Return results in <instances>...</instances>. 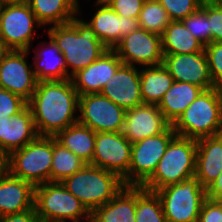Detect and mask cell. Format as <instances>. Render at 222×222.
Masks as SVG:
<instances>
[{
	"label": "cell",
	"instance_id": "d590c367",
	"mask_svg": "<svg viewBox=\"0 0 222 222\" xmlns=\"http://www.w3.org/2000/svg\"><path fill=\"white\" fill-rule=\"evenodd\" d=\"M27 106L20 96L0 88V119H11Z\"/></svg>",
	"mask_w": 222,
	"mask_h": 222
},
{
	"label": "cell",
	"instance_id": "ee69618b",
	"mask_svg": "<svg viewBox=\"0 0 222 222\" xmlns=\"http://www.w3.org/2000/svg\"><path fill=\"white\" fill-rule=\"evenodd\" d=\"M29 0H0V6L5 4H26Z\"/></svg>",
	"mask_w": 222,
	"mask_h": 222
},
{
	"label": "cell",
	"instance_id": "f1b7e54d",
	"mask_svg": "<svg viewBox=\"0 0 222 222\" xmlns=\"http://www.w3.org/2000/svg\"><path fill=\"white\" fill-rule=\"evenodd\" d=\"M163 54L202 52L204 45L194 37L182 21H171L161 35Z\"/></svg>",
	"mask_w": 222,
	"mask_h": 222
},
{
	"label": "cell",
	"instance_id": "bcb514c9",
	"mask_svg": "<svg viewBox=\"0 0 222 222\" xmlns=\"http://www.w3.org/2000/svg\"><path fill=\"white\" fill-rule=\"evenodd\" d=\"M80 1H82V0H73V2L78 6V7H80V5H81V2ZM85 1V0H84ZM89 1V3L90 2H92V1H94V0H87V2ZM97 1H104V0H95V2H97Z\"/></svg>",
	"mask_w": 222,
	"mask_h": 222
},
{
	"label": "cell",
	"instance_id": "d6986e66",
	"mask_svg": "<svg viewBox=\"0 0 222 222\" xmlns=\"http://www.w3.org/2000/svg\"><path fill=\"white\" fill-rule=\"evenodd\" d=\"M100 94L125 110L144 104L140 90V67L122 64Z\"/></svg>",
	"mask_w": 222,
	"mask_h": 222
},
{
	"label": "cell",
	"instance_id": "5bb4252c",
	"mask_svg": "<svg viewBox=\"0 0 222 222\" xmlns=\"http://www.w3.org/2000/svg\"><path fill=\"white\" fill-rule=\"evenodd\" d=\"M30 50H11L0 61V88L28 102L37 86ZM31 61V62H28Z\"/></svg>",
	"mask_w": 222,
	"mask_h": 222
},
{
	"label": "cell",
	"instance_id": "836d02e7",
	"mask_svg": "<svg viewBox=\"0 0 222 222\" xmlns=\"http://www.w3.org/2000/svg\"><path fill=\"white\" fill-rule=\"evenodd\" d=\"M166 10L171 21H182L201 7V0H157Z\"/></svg>",
	"mask_w": 222,
	"mask_h": 222
},
{
	"label": "cell",
	"instance_id": "4dcf8cb0",
	"mask_svg": "<svg viewBox=\"0 0 222 222\" xmlns=\"http://www.w3.org/2000/svg\"><path fill=\"white\" fill-rule=\"evenodd\" d=\"M135 222H167L158 195L142 186H136Z\"/></svg>",
	"mask_w": 222,
	"mask_h": 222
},
{
	"label": "cell",
	"instance_id": "4fadbf2b",
	"mask_svg": "<svg viewBox=\"0 0 222 222\" xmlns=\"http://www.w3.org/2000/svg\"><path fill=\"white\" fill-rule=\"evenodd\" d=\"M113 50L123 64L148 67L163 63L161 36L141 27L124 36Z\"/></svg>",
	"mask_w": 222,
	"mask_h": 222
},
{
	"label": "cell",
	"instance_id": "52a82bcc",
	"mask_svg": "<svg viewBox=\"0 0 222 222\" xmlns=\"http://www.w3.org/2000/svg\"><path fill=\"white\" fill-rule=\"evenodd\" d=\"M52 158L53 136L38 135L8 156V172L35 187L50 182Z\"/></svg>",
	"mask_w": 222,
	"mask_h": 222
},
{
	"label": "cell",
	"instance_id": "f35d334b",
	"mask_svg": "<svg viewBox=\"0 0 222 222\" xmlns=\"http://www.w3.org/2000/svg\"><path fill=\"white\" fill-rule=\"evenodd\" d=\"M197 222H222V201L207 198L202 204Z\"/></svg>",
	"mask_w": 222,
	"mask_h": 222
},
{
	"label": "cell",
	"instance_id": "8d00e7d4",
	"mask_svg": "<svg viewBox=\"0 0 222 222\" xmlns=\"http://www.w3.org/2000/svg\"><path fill=\"white\" fill-rule=\"evenodd\" d=\"M119 16L138 18L144 1L142 0H104Z\"/></svg>",
	"mask_w": 222,
	"mask_h": 222
},
{
	"label": "cell",
	"instance_id": "7c38bea8",
	"mask_svg": "<svg viewBox=\"0 0 222 222\" xmlns=\"http://www.w3.org/2000/svg\"><path fill=\"white\" fill-rule=\"evenodd\" d=\"M126 110L100 93L79 96L78 122L94 132H121Z\"/></svg>",
	"mask_w": 222,
	"mask_h": 222
},
{
	"label": "cell",
	"instance_id": "4316f807",
	"mask_svg": "<svg viewBox=\"0 0 222 222\" xmlns=\"http://www.w3.org/2000/svg\"><path fill=\"white\" fill-rule=\"evenodd\" d=\"M173 83V77L163 65L140 67V90L144 104L158 105Z\"/></svg>",
	"mask_w": 222,
	"mask_h": 222
},
{
	"label": "cell",
	"instance_id": "9a60e30c",
	"mask_svg": "<svg viewBox=\"0 0 222 222\" xmlns=\"http://www.w3.org/2000/svg\"><path fill=\"white\" fill-rule=\"evenodd\" d=\"M92 6L89 19L84 14L82 19L108 49H114L124 36L140 27L138 18L119 16L105 1H93Z\"/></svg>",
	"mask_w": 222,
	"mask_h": 222
},
{
	"label": "cell",
	"instance_id": "7bdbcfd3",
	"mask_svg": "<svg viewBox=\"0 0 222 222\" xmlns=\"http://www.w3.org/2000/svg\"><path fill=\"white\" fill-rule=\"evenodd\" d=\"M12 49L0 38V61L11 51Z\"/></svg>",
	"mask_w": 222,
	"mask_h": 222
},
{
	"label": "cell",
	"instance_id": "277c9868",
	"mask_svg": "<svg viewBox=\"0 0 222 222\" xmlns=\"http://www.w3.org/2000/svg\"><path fill=\"white\" fill-rule=\"evenodd\" d=\"M197 143L195 139L176 135L169 143L153 175L142 185L157 190L195 176Z\"/></svg>",
	"mask_w": 222,
	"mask_h": 222
},
{
	"label": "cell",
	"instance_id": "8992f818",
	"mask_svg": "<svg viewBox=\"0 0 222 222\" xmlns=\"http://www.w3.org/2000/svg\"><path fill=\"white\" fill-rule=\"evenodd\" d=\"M34 208L39 222L91 221V212L61 182L35 186Z\"/></svg>",
	"mask_w": 222,
	"mask_h": 222
},
{
	"label": "cell",
	"instance_id": "83f0119b",
	"mask_svg": "<svg viewBox=\"0 0 222 222\" xmlns=\"http://www.w3.org/2000/svg\"><path fill=\"white\" fill-rule=\"evenodd\" d=\"M55 138L86 164H91L96 132L77 122L60 131Z\"/></svg>",
	"mask_w": 222,
	"mask_h": 222
},
{
	"label": "cell",
	"instance_id": "7402d4cb",
	"mask_svg": "<svg viewBox=\"0 0 222 222\" xmlns=\"http://www.w3.org/2000/svg\"><path fill=\"white\" fill-rule=\"evenodd\" d=\"M34 186L12 176L0 177V217L22 213L34 208Z\"/></svg>",
	"mask_w": 222,
	"mask_h": 222
},
{
	"label": "cell",
	"instance_id": "f6af8a7d",
	"mask_svg": "<svg viewBox=\"0 0 222 222\" xmlns=\"http://www.w3.org/2000/svg\"><path fill=\"white\" fill-rule=\"evenodd\" d=\"M205 4H222V0H201Z\"/></svg>",
	"mask_w": 222,
	"mask_h": 222
},
{
	"label": "cell",
	"instance_id": "d6a6232c",
	"mask_svg": "<svg viewBox=\"0 0 222 222\" xmlns=\"http://www.w3.org/2000/svg\"><path fill=\"white\" fill-rule=\"evenodd\" d=\"M185 27L196 37L204 46L212 43V32L207 17V4L202 3L193 14L182 20Z\"/></svg>",
	"mask_w": 222,
	"mask_h": 222
},
{
	"label": "cell",
	"instance_id": "44dd1931",
	"mask_svg": "<svg viewBox=\"0 0 222 222\" xmlns=\"http://www.w3.org/2000/svg\"><path fill=\"white\" fill-rule=\"evenodd\" d=\"M38 136L31 110L26 106L11 119H0V148L9 156Z\"/></svg>",
	"mask_w": 222,
	"mask_h": 222
},
{
	"label": "cell",
	"instance_id": "5b68a950",
	"mask_svg": "<svg viewBox=\"0 0 222 222\" xmlns=\"http://www.w3.org/2000/svg\"><path fill=\"white\" fill-rule=\"evenodd\" d=\"M61 183L90 212L109 202L124 187L123 180L117 174L90 164Z\"/></svg>",
	"mask_w": 222,
	"mask_h": 222
},
{
	"label": "cell",
	"instance_id": "cb8c5ba5",
	"mask_svg": "<svg viewBox=\"0 0 222 222\" xmlns=\"http://www.w3.org/2000/svg\"><path fill=\"white\" fill-rule=\"evenodd\" d=\"M136 186L124 185L113 199L91 212V222H135Z\"/></svg>",
	"mask_w": 222,
	"mask_h": 222
},
{
	"label": "cell",
	"instance_id": "ac0fdd59",
	"mask_svg": "<svg viewBox=\"0 0 222 222\" xmlns=\"http://www.w3.org/2000/svg\"><path fill=\"white\" fill-rule=\"evenodd\" d=\"M122 64L113 49L106 50L88 67L79 70L71 77L78 95L100 93Z\"/></svg>",
	"mask_w": 222,
	"mask_h": 222
},
{
	"label": "cell",
	"instance_id": "603a6c76",
	"mask_svg": "<svg viewBox=\"0 0 222 222\" xmlns=\"http://www.w3.org/2000/svg\"><path fill=\"white\" fill-rule=\"evenodd\" d=\"M195 177L207 189L222 171V134L196 140Z\"/></svg>",
	"mask_w": 222,
	"mask_h": 222
},
{
	"label": "cell",
	"instance_id": "e575fe53",
	"mask_svg": "<svg viewBox=\"0 0 222 222\" xmlns=\"http://www.w3.org/2000/svg\"><path fill=\"white\" fill-rule=\"evenodd\" d=\"M212 82L222 89V42H212L204 46Z\"/></svg>",
	"mask_w": 222,
	"mask_h": 222
},
{
	"label": "cell",
	"instance_id": "e0dca14e",
	"mask_svg": "<svg viewBox=\"0 0 222 222\" xmlns=\"http://www.w3.org/2000/svg\"><path fill=\"white\" fill-rule=\"evenodd\" d=\"M170 125L157 105L142 104L126 110L121 132L133 144L163 133Z\"/></svg>",
	"mask_w": 222,
	"mask_h": 222
},
{
	"label": "cell",
	"instance_id": "30bf717a",
	"mask_svg": "<svg viewBox=\"0 0 222 222\" xmlns=\"http://www.w3.org/2000/svg\"><path fill=\"white\" fill-rule=\"evenodd\" d=\"M176 135L170 125L163 133L132 144L129 185L142 186L153 175L167 146Z\"/></svg>",
	"mask_w": 222,
	"mask_h": 222
},
{
	"label": "cell",
	"instance_id": "60d3db41",
	"mask_svg": "<svg viewBox=\"0 0 222 222\" xmlns=\"http://www.w3.org/2000/svg\"><path fill=\"white\" fill-rule=\"evenodd\" d=\"M207 198L214 201H222V171L212 185L207 189Z\"/></svg>",
	"mask_w": 222,
	"mask_h": 222
},
{
	"label": "cell",
	"instance_id": "b9f144b4",
	"mask_svg": "<svg viewBox=\"0 0 222 222\" xmlns=\"http://www.w3.org/2000/svg\"><path fill=\"white\" fill-rule=\"evenodd\" d=\"M8 172V155L0 148V177Z\"/></svg>",
	"mask_w": 222,
	"mask_h": 222
},
{
	"label": "cell",
	"instance_id": "7a4b0ae2",
	"mask_svg": "<svg viewBox=\"0 0 222 222\" xmlns=\"http://www.w3.org/2000/svg\"><path fill=\"white\" fill-rule=\"evenodd\" d=\"M82 8L78 7V15L70 22L44 29H47L44 35L49 36L64 55L69 79L108 50L81 18Z\"/></svg>",
	"mask_w": 222,
	"mask_h": 222
},
{
	"label": "cell",
	"instance_id": "9c48e42d",
	"mask_svg": "<svg viewBox=\"0 0 222 222\" xmlns=\"http://www.w3.org/2000/svg\"><path fill=\"white\" fill-rule=\"evenodd\" d=\"M43 28L28 3L0 6V38L12 50H30L37 41L36 36L44 37L38 35V30Z\"/></svg>",
	"mask_w": 222,
	"mask_h": 222
},
{
	"label": "cell",
	"instance_id": "ffe728a7",
	"mask_svg": "<svg viewBox=\"0 0 222 222\" xmlns=\"http://www.w3.org/2000/svg\"><path fill=\"white\" fill-rule=\"evenodd\" d=\"M47 40L39 41L31 46L34 51L32 57L33 71L37 81L67 80L68 72L64 55L54 41L47 36Z\"/></svg>",
	"mask_w": 222,
	"mask_h": 222
},
{
	"label": "cell",
	"instance_id": "ba28073f",
	"mask_svg": "<svg viewBox=\"0 0 222 222\" xmlns=\"http://www.w3.org/2000/svg\"><path fill=\"white\" fill-rule=\"evenodd\" d=\"M155 193L167 222H197L202 204L207 199L206 189L195 176L165 186Z\"/></svg>",
	"mask_w": 222,
	"mask_h": 222
},
{
	"label": "cell",
	"instance_id": "3957f363",
	"mask_svg": "<svg viewBox=\"0 0 222 222\" xmlns=\"http://www.w3.org/2000/svg\"><path fill=\"white\" fill-rule=\"evenodd\" d=\"M172 127L178 136L195 140L222 134V89L203 90Z\"/></svg>",
	"mask_w": 222,
	"mask_h": 222
},
{
	"label": "cell",
	"instance_id": "6da1fadb",
	"mask_svg": "<svg viewBox=\"0 0 222 222\" xmlns=\"http://www.w3.org/2000/svg\"><path fill=\"white\" fill-rule=\"evenodd\" d=\"M27 106L41 136L55 137L78 122L79 95L71 79L39 81Z\"/></svg>",
	"mask_w": 222,
	"mask_h": 222
},
{
	"label": "cell",
	"instance_id": "f546056e",
	"mask_svg": "<svg viewBox=\"0 0 222 222\" xmlns=\"http://www.w3.org/2000/svg\"><path fill=\"white\" fill-rule=\"evenodd\" d=\"M86 163L53 137V158L50 182H62L75 172L82 169Z\"/></svg>",
	"mask_w": 222,
	"mask_h": 222
},
{
	"label": "cell",
	"instance_id": "1f68e13d",
	"mask_svg": "<svg viewBox=\"0 0 222 222\" xmlns=\"http://www.w3.org/2000/svg\"><path fill=\"white\" fill-rule=\"evenodd\" d=\"M138 21L142 29L160 36L171 22L165 8L157 0L143 3Z\"/></svg>",
	"mask_w": 222,
	"mask_h": 222
},
{
	"label": "cell",
	"instance_id": "ab89813d",
	"mask_svg": "<svg viewBox=\"0 0 222 222\" xmlns=\"http://www.w3.org/2000/svg\"><path fill=\"white\" fill-rule=\"evenodd\" d=\"M0 222H39L35 208L22 213L0 217Z\"/></svg>",
	"mask_w": 222,
	"mask_h": 222
},
{
	"label": "cell",
	"instance_id": "8fae6325",
	"mask_svg": "<svg viewBox=\"0 0 222 222\" xmlns=\"http://www.w3.org/2000/svg\"><path fill=\"white\" fill-rule=\"evenodd\" d=\"M131 153L132 143L122 132H98L90 165L117 174L124 185H129Z\"/></svg>",
	"mask_w": 222,
	"mask_h": 222
},
{
	"label": "cell",
	"instance_id": "d4e9b609",
	"mask_svg": "<svg viewBox=\"0 0 222 222\" xmlns=\"http://www.w3.org/2000/svg\"><path fill=\"white\" fill-rule=\"evenodd\" d=\"M203 90L190 83L174 81L157 106L172 125Z\"/></svg>",
	"mask_w": 222,
	"mask_h": 222
},
{
	"label": "cell",
	"instance_id": "484cf974",
	"mask_svg": "<svg viewBox=\"0 0 222 222\" xmlns=\"http://www.w3.org/2000/svg\"><path fill=\"white\" fill-rule=\"evenodd\" d=\"M28 4L44 28L68 23L78 15L73 0H29Z\"/></svg>",
	"mask_w": 222,
	"mask_h": 222
},
{
	"label": "cell",
	"instance_id": "2e32d148",
	"mask_svg": "<svg viewBox=\"0 0 222 222\" xmlns=\"http://www.w3.org/2000/svg\"><path fill=\"white\" fill-rule=\"evenodd\" d=\"M162 65L174 81L190 83L203 88H213V82L205 51L191 54H163Z\"/></svg>",
	"mask_w": 222,
	"mask_h": 222
},
{
	"label": "cell",
	"instance_id": "74e56055",
	"mask_svg": "<svg viewBox=\"0 0 222 222\" xmlns=\"http://www.w3.org/2000/svg\"><path fill=\"white\" fill-rule=\"evenodd\" d=\"M212 42H222V4H207Z\"/></svg>",
	"mask_w": 222,
	"mask_h": 222
}]
</instances>
